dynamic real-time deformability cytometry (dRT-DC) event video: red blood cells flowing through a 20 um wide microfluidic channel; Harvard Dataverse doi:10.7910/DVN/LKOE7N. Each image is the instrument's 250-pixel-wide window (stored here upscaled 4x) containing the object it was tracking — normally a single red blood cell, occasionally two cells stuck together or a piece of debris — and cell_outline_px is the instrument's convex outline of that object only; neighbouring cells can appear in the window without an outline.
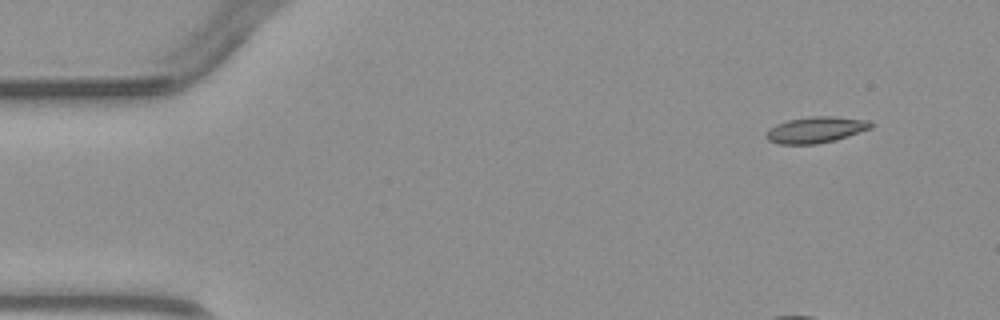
{"species": "common noctule bat (a hibernating species)", "species_latin": "Nyctalus noctula", "temperature_condition": "warm", "stored_images_in_passage": 5, "segment_of_instrument_passage": [1, 2], "camera_frame_rate_fps": 3000, "um_per_image_px": 0.085, "animal": {"sex": "male", "body_mass_g": 23.1, "forearm_length_mm": 52.7}, "frame": {"image": 1, "passage_image": 1, "time_ms": 0.0, "image_size_px": [1000, 320], "cell_outline_px": [[872, 128], [836, 140], [816, 144], [780, 144], [768, 140], [764, 136], [768, 128], [776, 124], [788, 120], [812, 116], [832, 116], [872, 120]], "centroid_in_image_um": [69.34, 11.03], "position_along_channel_um": 15.7, "area_um2": 16.13}}